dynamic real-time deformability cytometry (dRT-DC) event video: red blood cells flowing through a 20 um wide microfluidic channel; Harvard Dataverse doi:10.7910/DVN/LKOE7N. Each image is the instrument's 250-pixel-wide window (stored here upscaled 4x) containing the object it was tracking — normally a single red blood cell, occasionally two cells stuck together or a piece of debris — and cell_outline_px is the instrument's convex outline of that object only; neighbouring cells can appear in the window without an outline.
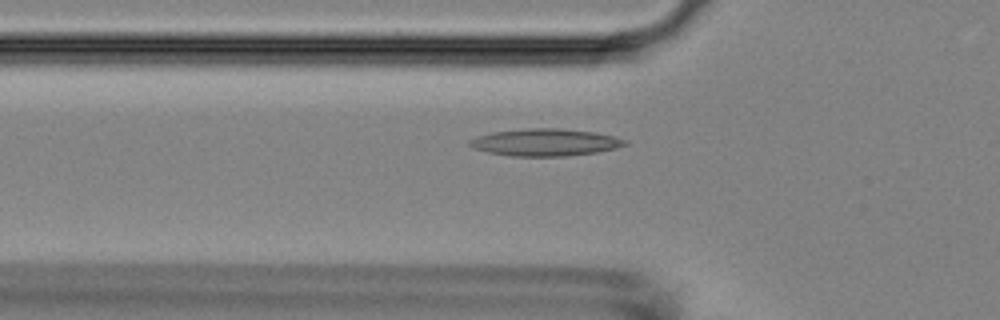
{"species": "Egyptian fruit bat (a non-hibernating species)", "species_latin": "Rousettus aegyptiacus", "temperature_condition": "room temperature", "stored_images_in_passage": 32, "camera_frame_rate_fps": 3000, "um_per_image_px": 0.085, "animal": {"sex": "female"}, "frame": {"image": 1, "passage_image": 4, "time_ms": 1.0, "image_size_px": [1000, 320], "cell_outline_px": [[628, 144], [616, 148], [596, 152], [568, 156], [512, 156], [488, 152], [476, 148], [468, 144], [468, 140], [476, 136], [492, 132], [528, 128], [560, 128], [596, 132], [616, 136], [628, 140]], "centroid_in_image_um": [46.38, 12.09], "position_along_channel_um": 79.4, "area_um2": 24.74}}
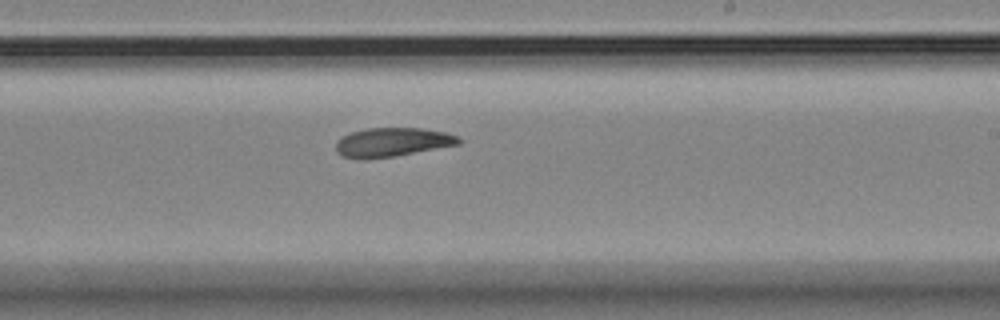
{"frame": {"image": 2, "passage_image": 18, "time_ms": 5.667, "image_size_px": [1000, 320], "cell_outline_px": [[460, 144], [392, 156], [368, 160], [360, 160], [344, 156], [336, 152], [336, 140], [340, 136], [352, 132], [368, 128], [420, 128], [444, 132], [456, 136], [460, 140]], "centroid_in_image_um": [33.26, 12.09], "position_along_channel_um": 255.7, "area_um2": 20.63}}
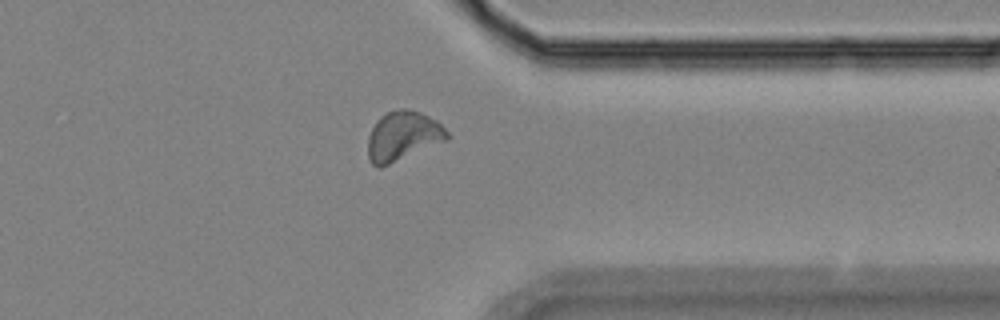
{"frame": {"image": 3, "passage_image": 28, "time_ms": 9.0, "image_size_px": [1000, 320], "cell_outline_px": [[448, 140], [380, 168], [372, 164], [368, 156], [368, 136], [376, 120], [380, 116], [388, 112], [400, 108], [404, 108], [420, 112], [436, 120], [448, 132]], "centroid_in_image_um": [34.23, 11.56], "position_along_channel_um": 377.2, "area_um2": 22.77}, "authors_computed_cell_mechanics": {"area_um2": 21.0392, "velocity_mm_per_s": 3.7684, "shape_relaxation_time_tau1_ms": null, "shape_relaxation_time_tau2_ms": 4.5047, "deformation_change_tau1": null, "deformation_change_tau2": 0.119}}